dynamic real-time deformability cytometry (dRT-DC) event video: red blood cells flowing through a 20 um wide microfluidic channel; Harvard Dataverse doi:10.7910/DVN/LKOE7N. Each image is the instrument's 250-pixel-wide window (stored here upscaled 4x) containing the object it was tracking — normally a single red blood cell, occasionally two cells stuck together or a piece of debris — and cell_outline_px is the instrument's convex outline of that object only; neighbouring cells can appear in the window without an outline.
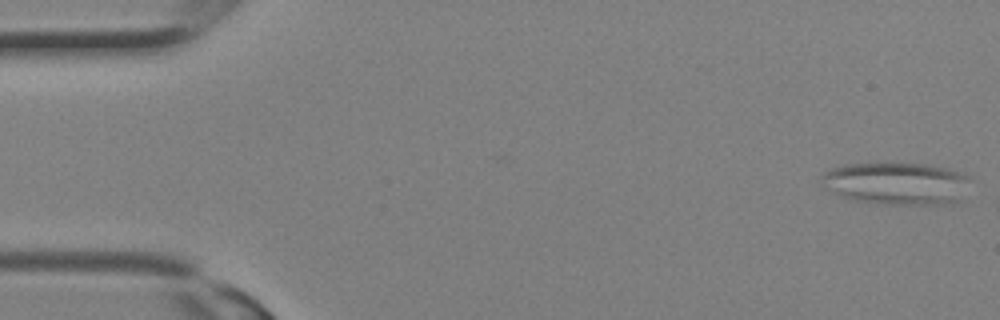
{"species": "Egyptian fruit bat (a non-hibernating species)", "species_latin": "Rousettus aegyptiacus", "temperature_condition": "room temperature", "stored_images_in_passage": 6, "camera_frame_rate_fps": 3000, "um_per_image_px": 0.085, "animal": {"sex": "female"}, "frame": {"image": 1, "passage_image": 1, "time_ms": 0.0, "image_size_px": [1000, 320], "cell_outline_px": [[972, 180], [956, 200], [952, 204], [880, 204], [852, 200], [840, 196], [820, 184], [820, 176], [824, 172], [832, 168], [844, 164], [888, 160], [928, 164], [948, 168], [968, 176]], "centroid_in_image_um": [76.13, 15.54], "position_along_channel_um": 8.9, "area_um2": 37.86}}